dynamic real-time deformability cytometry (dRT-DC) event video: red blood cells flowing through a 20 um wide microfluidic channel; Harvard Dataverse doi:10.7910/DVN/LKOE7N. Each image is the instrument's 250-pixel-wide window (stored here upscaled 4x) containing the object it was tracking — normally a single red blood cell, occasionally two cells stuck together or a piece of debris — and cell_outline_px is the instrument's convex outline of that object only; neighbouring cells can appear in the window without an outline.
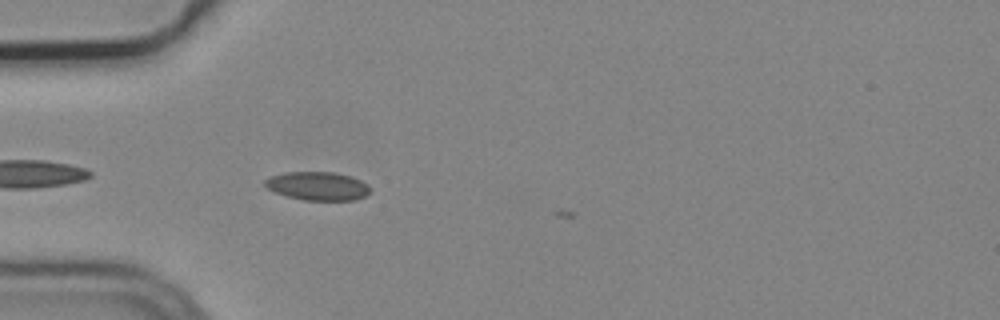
{"species": "common noctule bat (a hibernating species)", "species_latin": "Nyctalus noctula", "temperature_condition": "cold", "stored_images_in_passage": 5, "camera_frame_rate_fps": 3000, "um_per_image_px": 0.085, "animal": {"sex": "male", "body_mass_g": 19.2, "forearm_length_mm": 51.8}, "frame": {"image": 1, "passage_image": 5, "time_ms": 1.333, "image_size_px": [1000, 320], "cell_outline_px": [[368, 192], [364, 196], [356, 200], [304, 200], [288, 196], [276, 192], [268, 188], [264, 184], [264, 180], [268, 176], [284, 172], [332, 172], [348, 176], [360, 180], [368, 184]], "centroid_in_image_um": [26.96, 15.8], "position_along_channel_um": 58.0, "area_um2": 17.28}}